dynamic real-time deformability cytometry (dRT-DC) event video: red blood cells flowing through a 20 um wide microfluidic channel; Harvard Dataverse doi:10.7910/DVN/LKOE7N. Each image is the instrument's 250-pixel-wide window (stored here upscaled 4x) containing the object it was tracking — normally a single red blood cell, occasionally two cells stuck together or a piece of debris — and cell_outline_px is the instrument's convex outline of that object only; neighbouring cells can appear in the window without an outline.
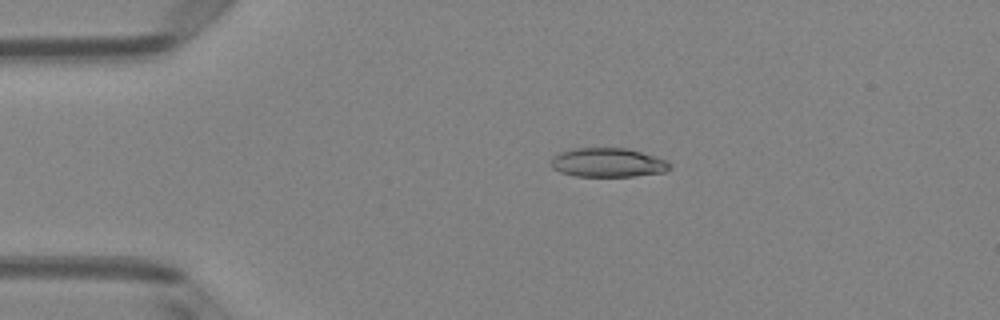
{"species": "Egyptian fruit bat (a non-hibernating species)", "species_latin": "Rousettus aegyptiacus", "temperature_condition": "room temperature", "stored_images_in_passage": 43, "camera_frame_rate_fps": 3000, "um_per_image_px": 0.085, "animal": {"sex": "female"}, "frame": {"image": 1, "passage_image": 3, "time_ms": 0.667, "image_size_px": [1000, 320], "cell_outline_px": [[672, 164], [664, 172], [632, 176], [576, 176], [560, 172], [552, 168], [552, 156], [560, 152], [572, 148], [628, 148], [668, 160]], "centroid_in_image_um": [51.66, 13.81], "position_along_channel_um": 33.3, "area_um2": 20.11}}
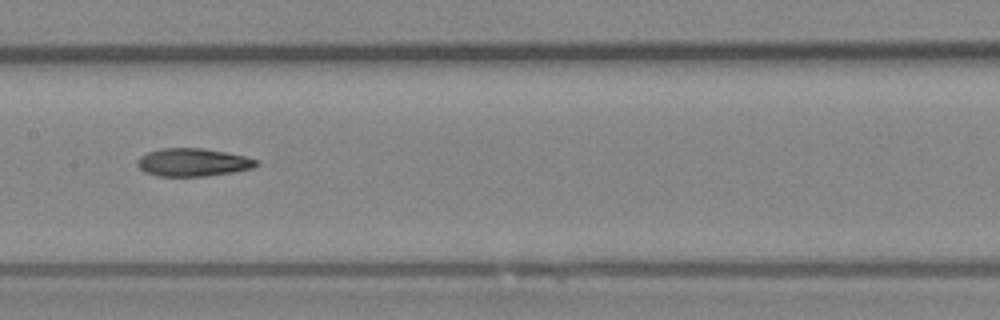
{"frame": {"image": 2, "passage_image": 18, "time_ms": 5.667, "image_size_px": [1000, 320], "cell_outline_px": [[260, 164], [252, 168], [232, 172], [208, 176], [156, 176], [144, 172], [136, 164], [136, 160], [140, 156], [148, 152], [160, 148], [204, 148], [244, 156], [256, 160]], "centroid_in_image_um": [16.35, 13.8], "position_along_channel_um": 191.0, "area_um2": 19.42}}
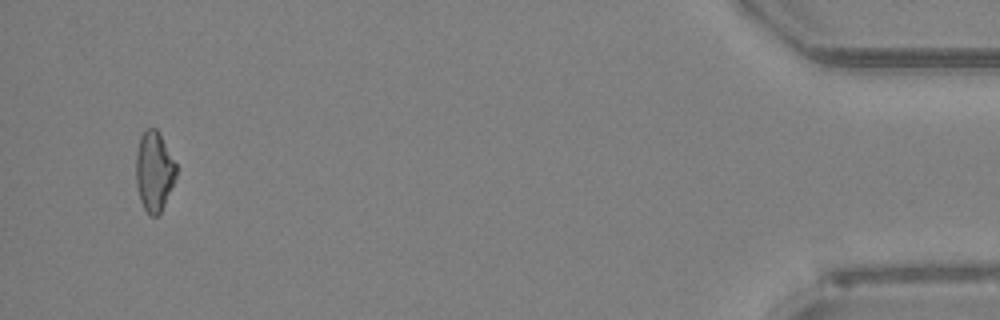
{"frame": {"image": 3, "passage_image": 41, "time_ms": 13.333, "image_size_px": [1000, 320], "cell_outline_px": [[176, 176], [164, 204], [160, 212], [156, 216], [148, 216], [140, 200], [136, 184], [136, 152], [140, 136], [148, 128], [156, 128], [160, 132], [176, 164]], "centroid_in_image_um": [13.09, 14.55], "position_along_channel_um": 422.1, "area_um2": 18.67}, "authors_computed_cell_mechanics": {"area_um2": 19.4786, "velocity_mm_per_s": 4.0401, "shape_relaxation_time_tau1_ms": 3.6363, "shape_relaxation_time_tau2_ms": 3.3737, "deformation_change_tau1": 0.1418, "deformation_change_tau2": 0.1284}}